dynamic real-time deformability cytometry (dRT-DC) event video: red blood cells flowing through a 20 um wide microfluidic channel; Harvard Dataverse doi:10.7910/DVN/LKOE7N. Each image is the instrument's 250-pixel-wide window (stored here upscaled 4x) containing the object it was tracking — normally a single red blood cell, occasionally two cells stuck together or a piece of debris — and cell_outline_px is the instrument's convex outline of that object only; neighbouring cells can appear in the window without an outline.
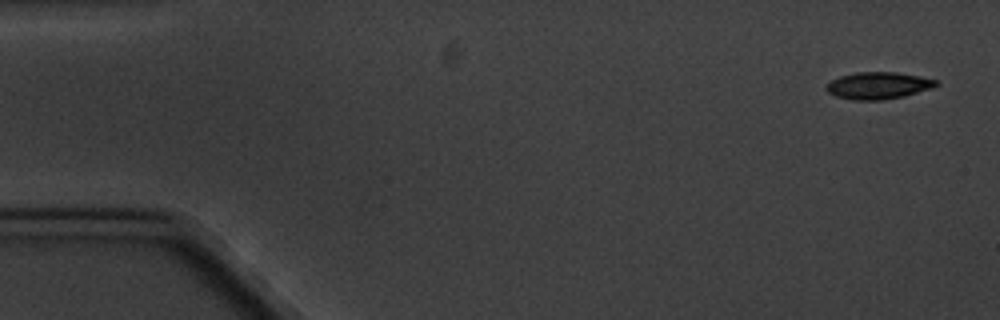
{"species": "common noctule bat (a hibernating species)", "species_latin": "Nyctalus noctula", "temperature_condition": "cold", "stored_images_in_passage": 5, "camera_frame_rate_fps": 3000, "um_per_image_px": 0.085, "animal": {"sex": "male", "body_mass_g": 20.1, "forearm_length_mm": 53.5}, "frame": {"image": 1, "passage_image": 1, "time_ms": 0.0, "image_size_px": [1000, 320], "cell_outline_px": [[940, 84], [932, 88], [904, 96], [884, 100], [852, 100], [836, 96], [828, 92], [824, 88], [832, 80], [840, 76], [856, 72], [896, 72], [920, 76], [936, 80]], "centroid_in_image_um": [74.66, 7.27], "position_along_channel_um": 10.3, "area_um2": 17.28}}
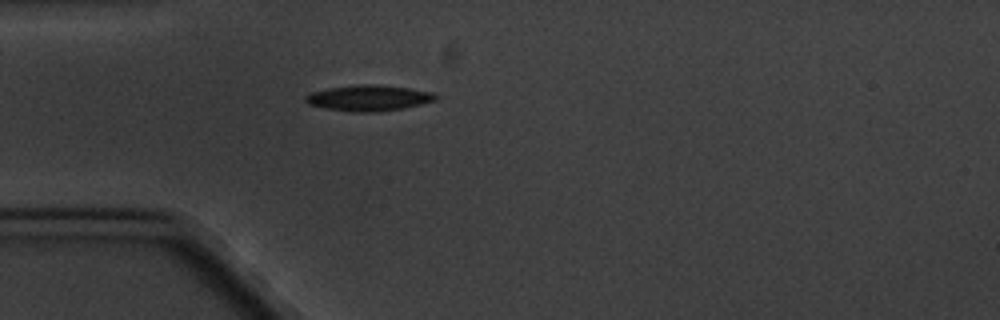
{"frame": {"image": 2, "passage_image": 5, "time_ms": 4.667, "image_size_px": [1000, 320], "cell_outline_px": [[440, 96], [436, 100], [404, 108], [376, 112], [352, 112], [328, 108], [308, 104], [304, 100], [304, 96], [312, 92], [328, 88], [356, 84], [376, 84], [408, 88], [432, 92]], "centroid_in_image_um": [31.35, 8.32], "position_along_channel_um": 53.7, "area_um2": 19.59}}